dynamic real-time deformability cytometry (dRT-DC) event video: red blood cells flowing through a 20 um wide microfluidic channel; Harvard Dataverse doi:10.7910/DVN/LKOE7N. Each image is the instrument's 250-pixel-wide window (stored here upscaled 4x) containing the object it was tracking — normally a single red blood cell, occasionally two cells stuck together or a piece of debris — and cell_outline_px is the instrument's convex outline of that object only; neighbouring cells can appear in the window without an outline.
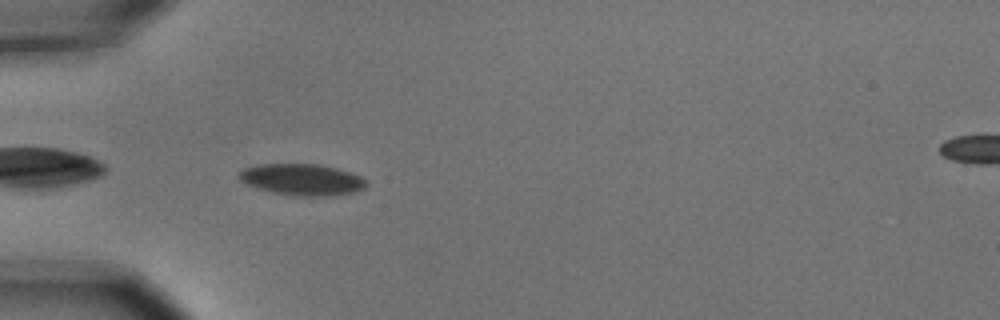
{"species": "common noctule bat (a hibernating species)", "species_latin": "Nyctalus noctula", "temperature_condition": "cold", "stored_images_in_passage": 6, "segment_of_instrument_passage": [1, 2], "camera_frame_rate_fps": 3000, "um_per_image_px": 0.085, "animal": {"sex": "male", "body_mass_g": 15.6}, "frame": {"image": 1, "passage_image": 5, "time_ms": 1.333, "image_size_px": [1000, 320], "cell_outline_px": [[368, 184], [364, 188], [356, 192], [332, 196], [296, 196], [276, 192], [244, 184], [236, 176], [244, 168], [260, 164], [320, 164], [336, 168], [360, 176], [368, 180]], "centroid_in_image_um": [25.7, 15.26], "position_along_channel_um": 59.3, "area_um2": 23.35}}